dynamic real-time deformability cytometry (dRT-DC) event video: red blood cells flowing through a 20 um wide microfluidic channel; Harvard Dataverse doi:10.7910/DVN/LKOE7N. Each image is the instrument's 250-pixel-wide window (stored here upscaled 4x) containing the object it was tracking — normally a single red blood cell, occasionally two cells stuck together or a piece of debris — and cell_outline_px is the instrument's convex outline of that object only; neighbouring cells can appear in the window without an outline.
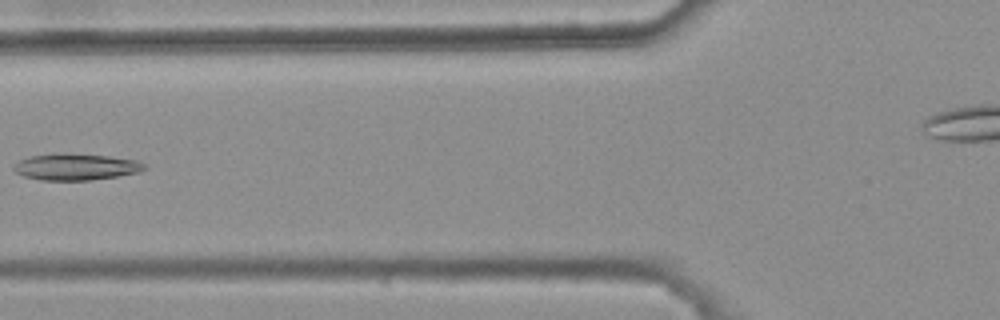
{"species": "common noctule bat (a hibernating species)", "species_latin": "Nyctalus noctula", "temperature_condition": "warm", "stored_images_in_passage": 4, "camera_frame_rate_fps": 3000, "um_per_image_px": 0.085, "animal": {"sex": "female", "body_mass_g": 25.1}, "frame": {"image": 1, "passage_image": 4, "time_ms": 1.0, "image_size_px": [1000, 320], "cell_outline_px": [[148, 168], [140, 172], [92, 180], [40, 180], [24, 176], [16, 172], [12, 168], [20, 160], [32, 156], [108, 156], [136, 160], [148, 164]], "centroid_in_image_um": [6.54, 14.23], "position_along_channel_um": 119.3, "area_um2": 19.19}}